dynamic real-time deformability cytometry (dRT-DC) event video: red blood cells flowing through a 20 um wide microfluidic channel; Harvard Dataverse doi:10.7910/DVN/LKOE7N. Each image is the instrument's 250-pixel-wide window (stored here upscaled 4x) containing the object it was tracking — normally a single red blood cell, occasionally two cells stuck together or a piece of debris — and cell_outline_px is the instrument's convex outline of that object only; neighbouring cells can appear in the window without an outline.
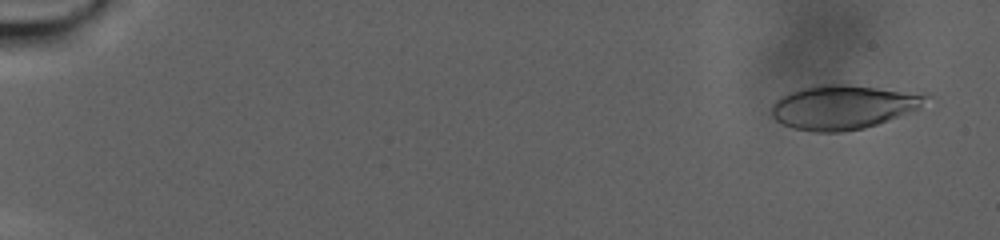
{"species": "human", "species_latin": "Homo sapiens", "temperature_condition": "warm", "stored_images_in_passage": 105, "camera_frame_rate_fps": 3000, "um_per_image_px": 0.085, "donor": {"sex": "male"}, "frame": {"image": 1, "passage_image": 5, "time_ms": 1.333, "image_size_px": [1000, 240], "cell_outline_px": [[932, 96], [920, 108], [888, 120], [864, 128], [840, 132], [812, 132], [792, 128], [776, 120], [772, 116], [772, 104], [780, 96], [788, 92], [816, 84], [848, 84], [928, 92]], "centroid_in_image_um": [71.74, 9.07], "position_along_channel_um": 13.3, "area_um2": 40.46}}
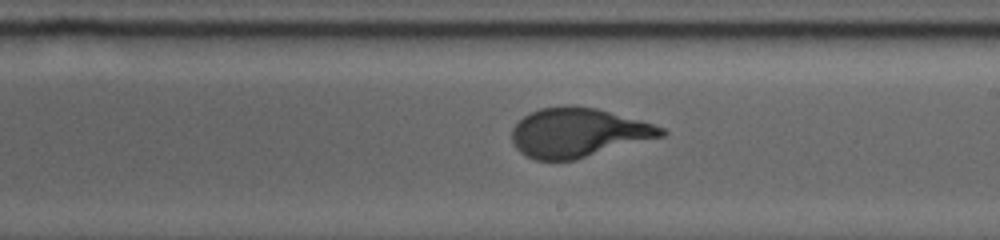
{"frame": {"image": 2, "passage_image": 65, "time_ms": 21.333, "image_size_px": [1000, 240], "cell_outline_px": [[668, 132], [664, 136], [576, 160], [536, 160], [520, 152], [516, 148], [512, 140], [512, 128], [524, 116], [540, 108], [564, 104], [572, 104], [596, 108], [640, 120], [664, 128]], "centroid_in_image_um": [49.15, 11.26], "position_along_channel_um": 239.9, "area_um2": 42.95}}
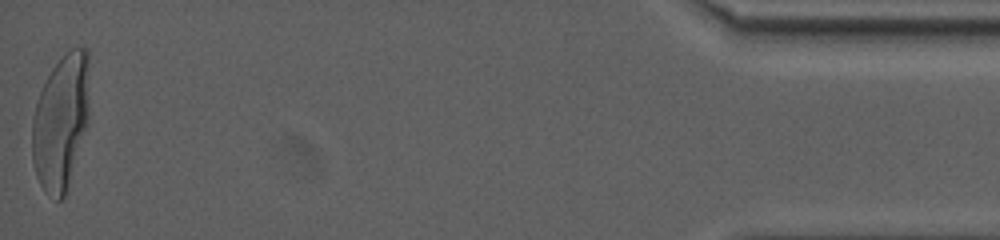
{"frame": {"image": 3, "passage_image": 105, "time_ms": 34.667, "image_size_px": [1000, 240], "cell_outline_px": [[88, 124], [64, 196], [60, 200], [56, 200], [44, 192], [36, 176], [32, 160], [32, 120], [36, 104], [40, 92], [52, 68], [72, 48], [88, 48]], "centroid_in_image_um": [5.17, 10.39], "position_along_channel_um": 430.0, "area_um2": 44.8}, "authors_computed_cell_mechanics": {"area_um2": 42.194, "velocity_mm_per_s": 2.0336, "shape_relaxation_time_tau1_ms": 8.9511, "shape_relaxation_time_tau2_ms": null, "deformation_change_tau1": 0.2687, "deformation_change_tau2": null}}